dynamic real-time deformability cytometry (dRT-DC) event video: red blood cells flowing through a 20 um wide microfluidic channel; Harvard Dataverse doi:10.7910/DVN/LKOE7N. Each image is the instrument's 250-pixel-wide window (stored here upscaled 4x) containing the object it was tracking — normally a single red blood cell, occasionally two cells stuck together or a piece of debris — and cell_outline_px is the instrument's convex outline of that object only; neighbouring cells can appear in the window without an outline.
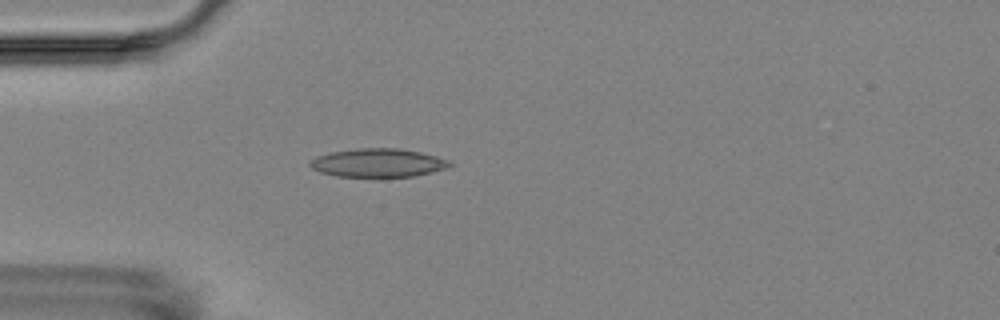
{"species": "Egyptian fruit bat (a non-hibernating species)", "species_latin": "Rousettus aegyptiacus", "temperature_condition": "room temperature", "stored_images_in_passage": 1, "camera_frame_rate_fps": 3000, "um_per_image_px": 0.085, "animal": {"sex": "female"}, "frame": {"image": 1, "passage_image": 1, "time_ms": 0.0, "image_size_px": [1000, 320], "cell_outline_px": [[452, 164], [444, 168], [432, 172], [412, 176], [336, 176], [320, 172], [312, 168], [308, 164], [316, 156], [332, 152], [356, 148], [400, 148], [420, 152], [436, 156], [448, 160]], "centroid_in_image_um": [32.1, 13.83], "position_along_channel_um": 52.9, "area_um2": 22.89}}